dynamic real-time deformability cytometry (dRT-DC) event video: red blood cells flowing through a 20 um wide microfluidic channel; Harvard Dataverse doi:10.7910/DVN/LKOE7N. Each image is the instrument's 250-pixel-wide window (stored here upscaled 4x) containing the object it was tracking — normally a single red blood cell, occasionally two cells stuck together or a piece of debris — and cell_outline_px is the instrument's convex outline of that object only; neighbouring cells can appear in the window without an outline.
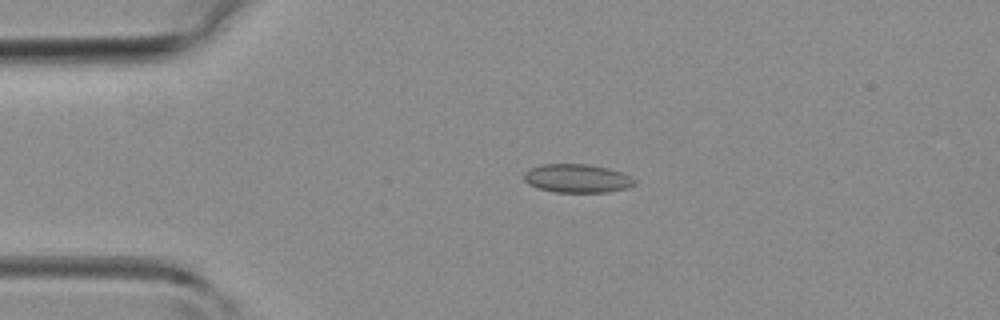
{"species": "common noctule bat (a hibernating species)", "species_latin": "Nyctalus noctula", "temperature_condition": "room temperature", "stored_images_in_passage": 37, "camera_frame_rate_fps": 3000, "um_per_image_px": 0.085, "animal": {"sex": "female", "body_mass_g": 19.3, "forearm_length_mm": 54.1}, "frame": {"image": 1, "passage_image": 4, "time_ms": 1.0, "image_size_px": [1000, 320], "cell_outline_px": [[636, 184], [628, 188], [608, 192], [556, 192], [540, 188], [528, 184], [524, 180], [524, 172], [528, 168], [540, 164], [588, 164], [608, 168], [620, 172], [636, 180]], "centroid_in_image_um": [49.04, 15.16], "position_along_channel_um": 36.0, "area_um2": 18.44}}
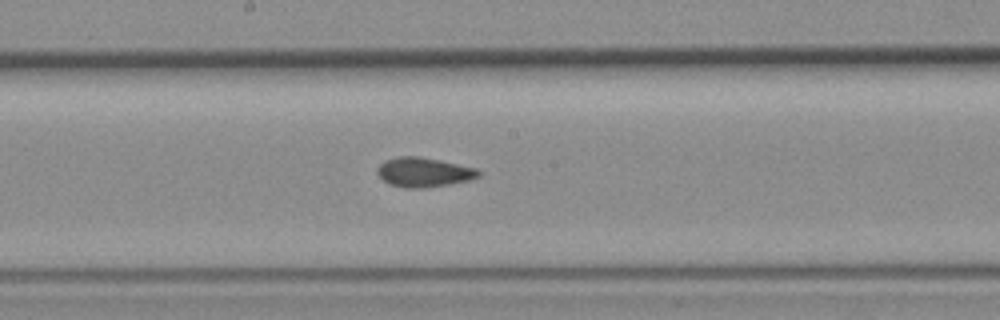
{"frame": {"image": 2, "passage_image": 17, "time_ms": 5.333, "image_size_px": [1000, 320], "cell_outline_px": [[480, 176], [468, 180], [448, 184], [420, 188], [404, 188], [388, 184], [376, 172], [376, 168], [384, 160], [400, 156], [420, 156], [476, 168], [480, 172]], "centroid_in_image_um": [35.97, 14.63], "position_along_channel_um": 212.2, "area_um2": 17.28}}
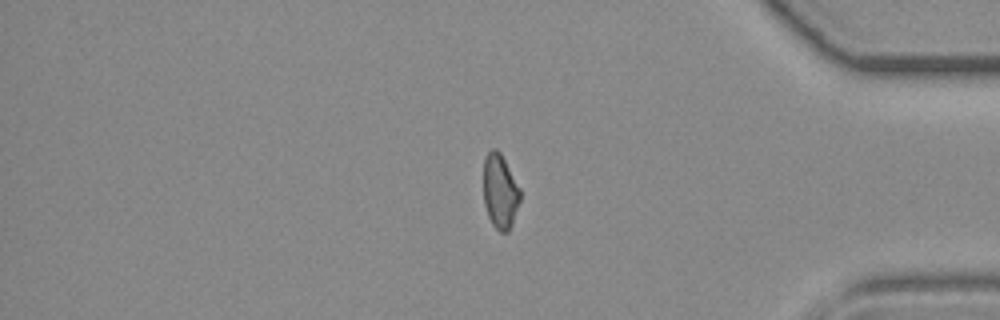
{"frame": {"image": 3, "passage_image": 30, "time_ms": 9.667, "image_size_px": [1000, 320], "cell_outline_px": [[520, 200], [512, 224], [508, 232], [500, 232], [492, 224], [488, 216], [484, 204], [484, 160], [488, 152], [492, 148], [496, 148], [500, 152], [520, 188]], "centroid_in_image_um": [42.5, 16.27], "position_along_channel_um": 392.7, "area_um2": 15.84}}